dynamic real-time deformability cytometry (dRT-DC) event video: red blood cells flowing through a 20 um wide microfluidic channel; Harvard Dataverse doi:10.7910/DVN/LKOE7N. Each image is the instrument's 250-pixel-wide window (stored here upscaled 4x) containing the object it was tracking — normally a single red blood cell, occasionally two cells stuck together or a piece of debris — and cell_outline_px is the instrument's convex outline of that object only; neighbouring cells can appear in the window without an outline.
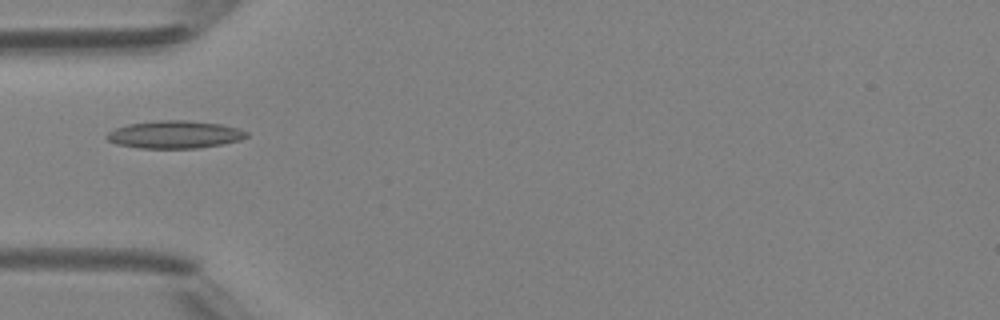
{"species": "Egyptian fruit bat (a non-hibernating species)", "species_latin": "Rousettus aegyptiacus", "temperature_condition": "room temperature", "stored_images_in_passage": 3, "camera_frame_rate_fps": 3000, "um_per_image_px": 0.085, "animal": {"sex": "female"}, "frame": {"image": 1, "passage_image": 1, "time_ms": 0.0, "image_size_px": [1000, 320], "cell_outline_px": [[248, 136], [240, 140], [224, 144], [200, 148], [140, 148], [116, 144], [108, 140], [104, 136], [108, 132], [116, 128], [128, 124], [160, 120], [188, 120], [220, 124], [240, 128], [248, 132]], "centroid_in_image_um": [14.87, 11.44], "position_along_channel_um": 70.1, "area_um2": 22.66}}
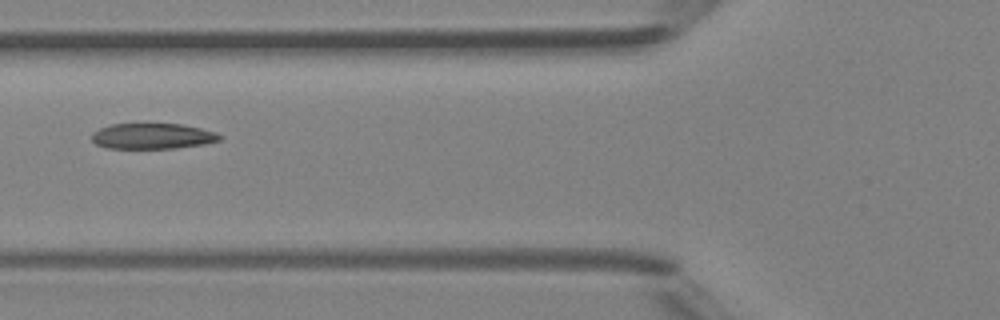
{"frame": {"image": 2, "passage_image": 2, "time_ms": 1.0, "image_size_px": [1000, 320], "cell_outline_px": [[224, 136], [220, 140], [204, 144], [176, 148], [108, 148], [96, 144], [92, 140], [92, 132], [100, 128], [112, 124], [184, 124], [216, 132]], "centroid_in_image_um": [12.99, 11.57], "position_along_channel_um": 112.8, "area_um2": 19.13}}
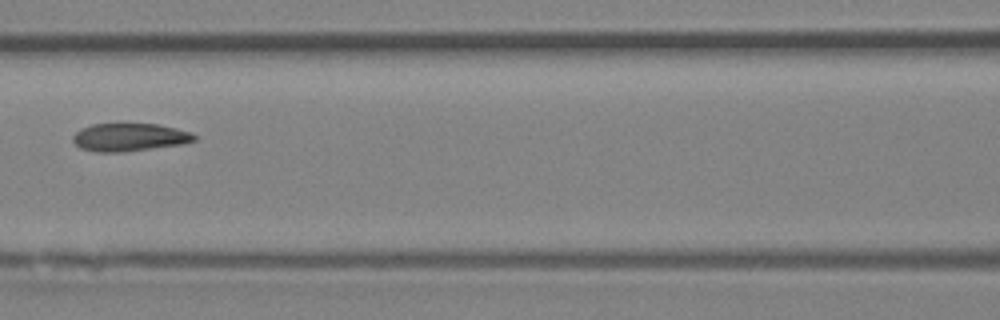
{"frame": {"image": 3, "passage_image": 3, "time_ms": 2.0, "image_size_px": [1000, 320], "cell_outline_px": [[196, 140], [180, 144], [120, 152], [96, 152], [80, 148], [72, 140], [72, 136], [80, 128], [92, 124], [116, 120], [156, 124], [176, 128], [192, 132], [196, 136]], "centroid_in_image_um": [10.94, 11.6], "position_along_channel_um": 155.7, "area_um2": 20.52}}